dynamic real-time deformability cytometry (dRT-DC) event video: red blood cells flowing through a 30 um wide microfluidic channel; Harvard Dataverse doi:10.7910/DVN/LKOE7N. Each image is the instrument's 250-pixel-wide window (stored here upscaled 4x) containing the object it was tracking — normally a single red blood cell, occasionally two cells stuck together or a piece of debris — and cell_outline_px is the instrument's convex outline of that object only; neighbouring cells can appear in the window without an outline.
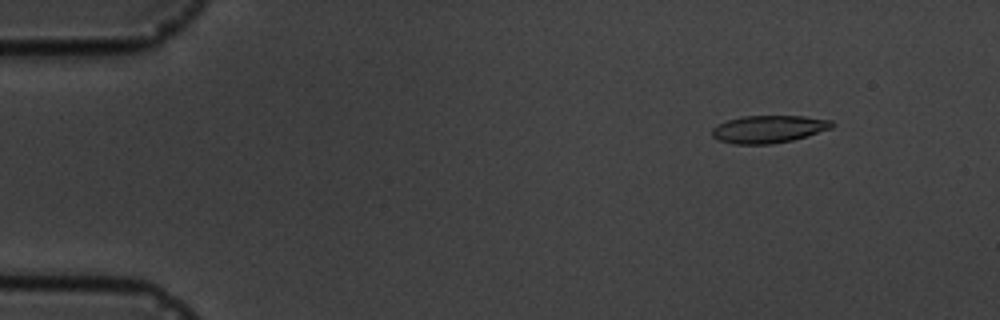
{"species": "common noctule bat (a hibernating species)", "species_latin": "Nyctalus noctula", "temperature_condition": "cold", "stored_images_in_passage": 4, "camera_frame_rate_fps": 3000, "um_per_image_px": 0.085, "animal": {"sex": "male", "body_mass_g": 19.5, "forearm_length_mm": 54.6}, "frame": {"image": 1, "passage_image": 2, "time_ms": 2.0, "image_size_px": [1000, 320], "cell_outline_px": [[836, 124], [832, 128], [808, 136], [792, 140], [772, 144], [732, 144], [720, 140], [712, 136], [712, 128], [716, 124], [728, 120], [744, 116], [804, 116], [832, 120]], "centroid_in_image_um": [65.36, 10.97], "position_along_channel_um": 19.6, "area_um2": 19.36}}